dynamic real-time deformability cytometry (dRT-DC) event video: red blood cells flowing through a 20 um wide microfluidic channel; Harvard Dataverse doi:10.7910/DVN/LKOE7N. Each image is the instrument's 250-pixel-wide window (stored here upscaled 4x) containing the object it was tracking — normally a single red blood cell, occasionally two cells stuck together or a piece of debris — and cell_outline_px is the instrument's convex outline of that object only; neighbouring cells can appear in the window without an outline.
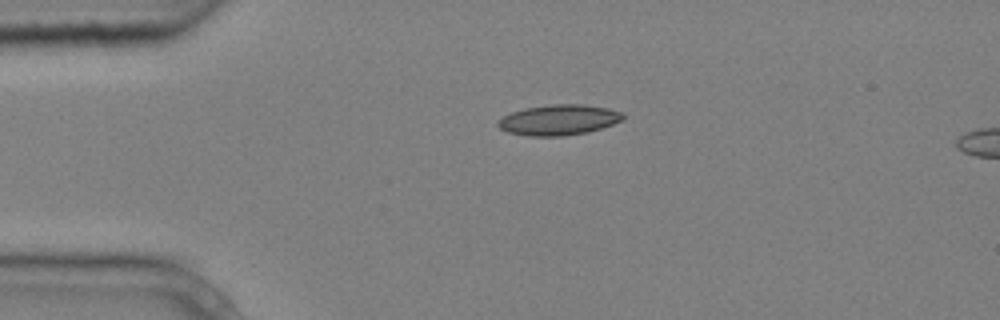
{"species": "common noctule bat (a hibernating species)", "species_latin": "Nyctalus noctula", "temperature_condition": "cold", "stored_images_in_passage": 3, "camera_frame_rate_fps": 3000, "um_per_image_px": 0.085, "animal": {"sex": "male", "body_mass_g": 20.4}, "frame": {"image": 1, "passage_image": 1, "time_ms": 0.0, "image_size_px": [1000, 320], "cell_outline_px": [[624, 120], [588, 132], [564, 136], [528, 136], [508, 132], [500, 128], [496, 124], [496, 120], [512, 112], [524, 108], [552, 104], [584, 104], [608, 108], [624, 112]], "centroid_in_image_um": [47.5, 10.19], "position_along_channel_um": 37.5, "area_um2": 22.37}}